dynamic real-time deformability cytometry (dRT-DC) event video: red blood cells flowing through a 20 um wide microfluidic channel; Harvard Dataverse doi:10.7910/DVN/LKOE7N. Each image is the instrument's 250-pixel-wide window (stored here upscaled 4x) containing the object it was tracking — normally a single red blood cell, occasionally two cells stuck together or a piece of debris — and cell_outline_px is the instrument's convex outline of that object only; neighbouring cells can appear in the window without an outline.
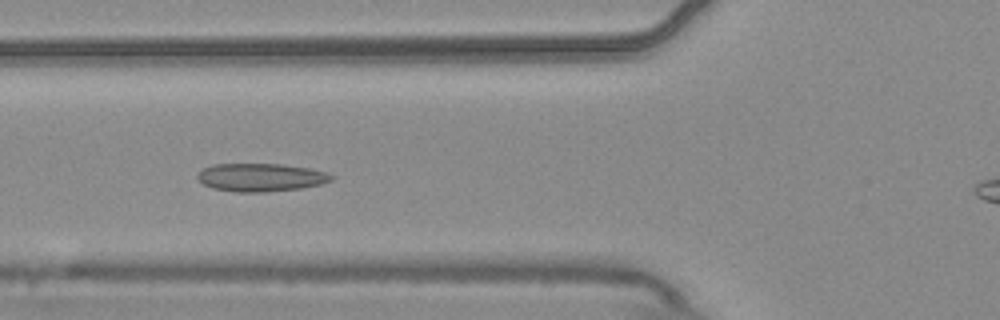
{"species": "common noctule bat (a hibernating species)", "species_latin": "Nyctalus noctula", "temperature_condition": "warm", "stored_images_in_passage": 4, "camera_frame_rate_fps": 3000, "um_per_image_px": 0.085, "animal": {"sex": "male", "body_mass_g": 20.4}, "frame": {"image": 1, "passage_image": 2, "time_ms": 0.333, "image_size_px": [1000, 320], "cell_outline_px": [[336, 176], [332, 180], [324, 184], [300, 188], [264, 192], [236, 192], [212, 188], [204, 184], [196, 176], [204, 168], [212, 164], [280, 164], [308, 168], [328, 172]], "centroid_in_image_um": [22.22, 15.08], "position_along_channel_um": 103.6, "area_um2": 21.96}}
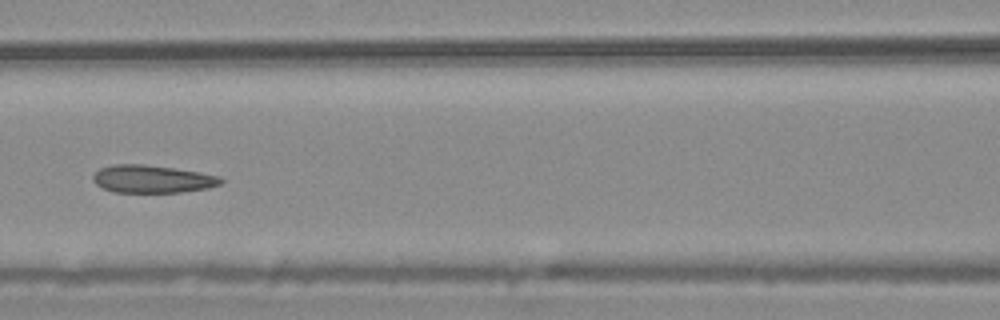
{"frame": {"image": 2, "passage_image": 3, "time_ms": 0.667, "image_size_px": [1000, 320], "cell_outline_px": [[224, 180], [220, 184], [208, 188], [180, 192], [112, 192], [96, 184], [92, 180], [92, 176], [100, 168], [116, 164], [144, 164], [176, 168], [200, 172], [220, 176]], "centroid_in_image_um": [12.95, 15.21], "position_along_channel_um": 153.6, "area_um2": 20.69}}
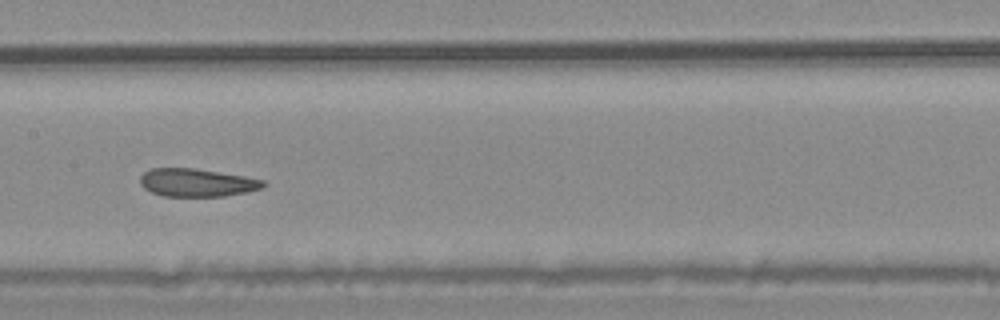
{"frame": {"image": 3, "passage_image": 4, "time_ms": 1.0, "image_size_px": [1000, 320], "cell_outline_px": [[268, 184], [264, 188], [248, 192], [224, 196], [164, 196], [152, 192], [144, 188], [140, 184], [140, 176], [148, 168], [196, 168], [244, 176], [264, 180]], "centroid_in_image_um": [16.76, 15.52], "position_along_channel_um": 190.6, "area_um2": 20.29}}